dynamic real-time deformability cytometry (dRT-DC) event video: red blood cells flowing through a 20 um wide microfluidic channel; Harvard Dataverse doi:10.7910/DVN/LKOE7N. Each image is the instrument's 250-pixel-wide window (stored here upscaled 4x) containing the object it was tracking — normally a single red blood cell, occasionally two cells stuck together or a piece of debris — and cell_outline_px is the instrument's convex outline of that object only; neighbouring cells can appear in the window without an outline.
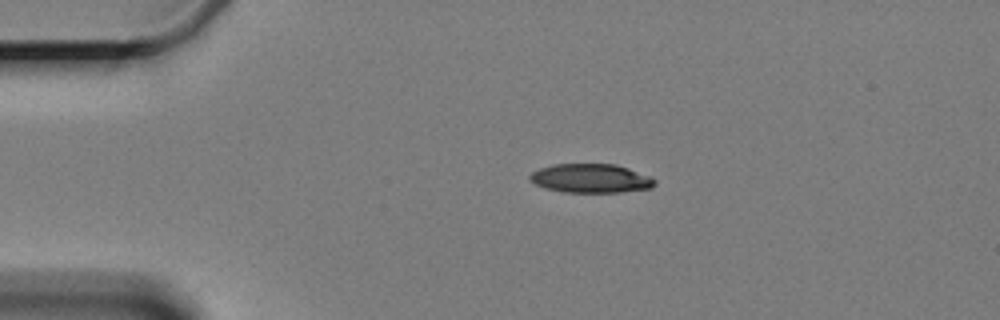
{"species": "Egyptian fruit bat (a non-hibernating species)", "species_latin": "Rousettus aegyptiacus", "temperature_condition": "cold", "stored_images_in_passage": 2, "camera_frame_rate_fps": 3000, "um_per_image_px": 0.085, "animal": {"sex": "female"}, "frame": {"image": 1, "passage_image": 1, "time_ms": 0.0, "image_size_px": [1000, 320], "cell_outline_px": [[656, 184], [652, 188], [620, 192], [564, 192], [544, 188], [536, 184], [528, 176], [532, 172], [540, 168], [552, 164], [616, 164], [652, 176], [656, 180]], "centroid_in_image_um": [50.26, 15.16], "position_along_channel_um": 34.7, "area_um2": 21.15}}